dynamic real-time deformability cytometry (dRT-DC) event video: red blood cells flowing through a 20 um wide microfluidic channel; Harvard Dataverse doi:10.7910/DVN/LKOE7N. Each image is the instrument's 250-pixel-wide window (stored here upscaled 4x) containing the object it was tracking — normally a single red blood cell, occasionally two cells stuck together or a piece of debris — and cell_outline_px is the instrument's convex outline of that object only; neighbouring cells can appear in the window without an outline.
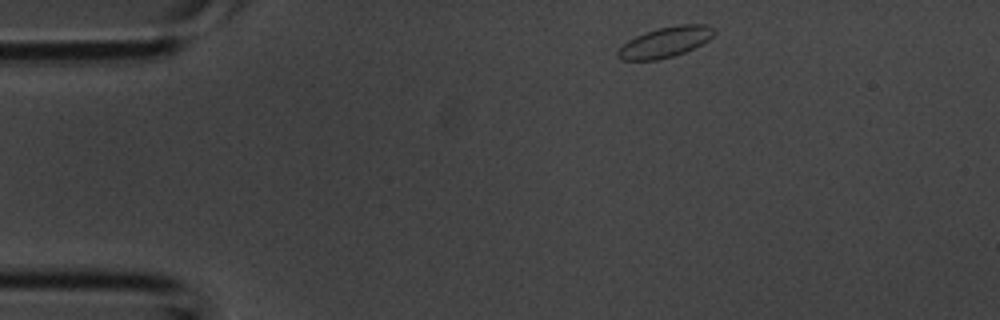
{"species": "common noctule bat (a hibernating species)", "species_latin": "Nyctalus noctula", "temperature_condition": "room temperature", "stored_images_in_passage": 34, "camera_frame_rate_fps": 3000, "um_per_image_px": 0.085, "animal": {"sex": "male", "body_mass_g": 20.1, "forearm_length_mm": 53.5}, "frame": {"image": 1, "passage_image": 1, "time_ms": 0.0, "image_size_px": [1000, 320], "cell_outline_px": [[716, 32], [708, 40], [684, 52], [672, 56], [656, 60], [620, 60], [616, 56], [616, 52], [628, 40], [636, 36], [656, 28], [680, 24], [708, 24], [716, 28]], "centroid_in_image_um": [56.55, 3.56], "position_along_channel_um": 28.5, "area_um2": 17.05}}
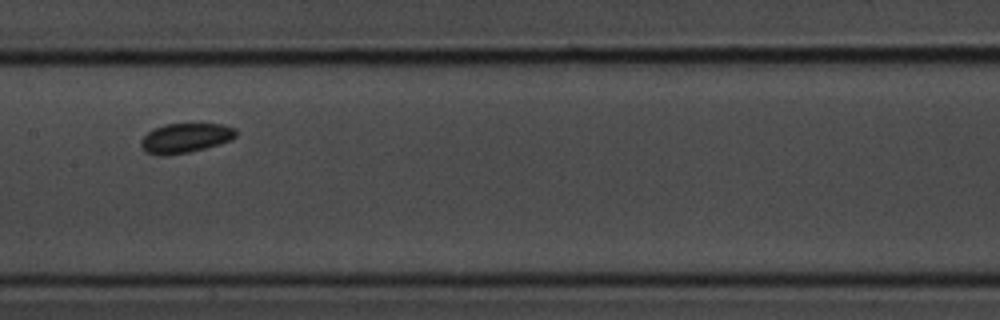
{"frame": {"image": 2, "passage_image": 14, "time_ms": 4.333, "image_size_px": [1000, 320], "cell_outline_px": [[236, 136], [232, 140], [220, 144], [188, 152], [164, 156], [160, 156], [144, 152], [140, 144], [140, 140], [148, 132], [164, 124], [200, 120], [224, 124], [236, 128]], "centroid_in_image_um": [15.8, 11.67], "position_along_channel_um": 191.6, "area_um2": 17.34}}
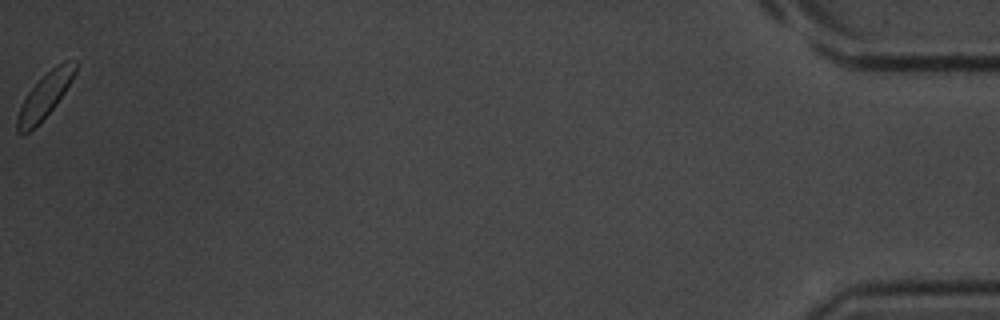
{"frame": {"image": 3, "passage_image": 34, "time_ms": 11.0, "image_size_px": [1000, 320], "cell_outline_px": [[76, 72], [72, 80], [56, 104], [28, 132], [20, 132], [16, 128], [16, 116], [20, 104], [28, 92], [56, 64], [64, 60], [76, 60]], "centroid_in_image_um": [3.81, 8.08], "position_along_channel_um": 431.4, "area_um2": 14.68}}